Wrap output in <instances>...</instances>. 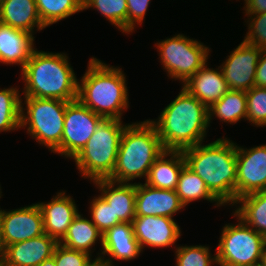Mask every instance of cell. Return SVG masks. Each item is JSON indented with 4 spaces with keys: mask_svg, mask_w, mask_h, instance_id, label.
I'll return each mask as SVG.
<instances>
[{
    "mask_svg": "<svg viewBox=\"0 0 266 266\" xmlns=\"http://www.w3.org/2000/svg\"><path fill=\"white\" fill-rule=\"evenodd\" d=\"M246 15H258L266 12V0H244Z\"/></svg>",
    "mask_w": 266,
    "mask_h": 266,
    "instance_id": "obj_38",
    "label": "cell"
},
{
    "mask_svg": "<svg viewBox=\"0 0 266 266\" xmlns=\"http://www.w3.org/2000/svg\"><path fill=\"white\" fill-rule=\"evenodd\" d=\"M0 23L34 35L35 26L40 31L46 28L35 0H3L0 7Z\"/></svg>",
    "mask_w": 266,
    "mask_h": 266,
    "instance_id": "obj_22",
    "label": "cell"
},
{
    "mask_svg": "<svg viewBox=\"0 0 266 266\" xmlns=\"http://www.w3.org/2000/svg\"><path fill=\"white\" fill-rule=\"evenodd\" d=\"M166 151L202 143L209 127L208 108L182 87L179 95L153 121Z\"/></svg>",
    "mask_w": 266,
    "mask_h": 266,
    "instance_id": "obj_2",
    "label": "cell"
},
{
    "mask_svg": "<svg viewBox=\"0 0 266 266\" xmlns=\"http://www.w3.org/2000/svg\"><path fill=\"white\" fill-rule=\"evenodd\" d=\"M186 165L224 205L236 202L237 145L223 137L182 150Z\"/></svg>",
    "mask_w": 266,
    "mask_h": 266,
    "instance_id": "obj_1",
    "label": "cell"
},
{
    "mask_svg": "<svg viewBox=\"0 0 266 266\" xmlns=\"http://www.w3.org/2000/svg\"><path fill=\"white\" fill-rule=\"evenodd\" d=\"M98 238L102 246L103 234L91 220L78 213L70 224L66 235L59 243L66 248L91 255L90 248L95 245L96 241L99 240Z\"/></svg>",
    "mask_w": 266,
    "mask_h": 266,
    "instance_id": "obj_24",
    "label": "cell"
},
{
    "mask_svg": "<svg viewBox=\"0 0 266 266\" xmlns=\"http://www.w3.org/2000/svg\"><path fill=\"white\" fill-rule=\"evenodd\" d=\"M95 8L110 23L127 33V0H82V10Z\"/></svg>",
    "mask_w": 266,
    "mask_h": 266,
    "instance_id": "obj_30",
    "label": "cell"
},
{
    "mask_svg": "<svg viewBox=\"0 0 266 266\" xmlns=\"http://www.w3.org/2000/svg\"><path fill=\"white\" fill-rule=\"evenodd\" d=\"M91 256L85 252L66 248L59 243L52 257L56 266H98V262L92 260Z\"/></svg>",
    "mask_w": 266,
    "mask_h": 266,
    "instance_id": "obj_34",
    "label": "cell"
},
{
    "mask_svg": "<svg viewBox=\"0 0 266 266\" xmlns=\"http://www.w3.org/2000/svg\"><path fill=\"white\" fill-rule=\"evenodd\" d=\"M39 266H56L55 260L53 257L44 260Z\"/></svg>",
    "mask_w": 266,
    "mask_h": 266,
    "instance_id": "obj_40",
    "label": "cell"
},
{
    "mask_svg": "<svg viewBox=\"0 0 266 266\" xmlns=\"http://www.w3.org/2000/svg\"><path fill=\"white\" fill-rule=\"evenodd\" d=\"M168 156L171 157L166 159ZM185 164L182 151H165L154 161L145 183L154 188L175 190Z\"/></svg>",
    "mask_w": 266,
    "mask_h": 266,
    "instance_id": "obj_23",
    "label": "cell"
},
{
    "mask_svg": "<svg viewBox=\"0 0 266 266\" xmlns=\"http://www.w3.org/2000/svg\"><path fill=\"white\" fill-rule=\"evenodd\" d=\"M255 86L266 88V49H262L255 73Z\"/></svg>",
    "mask_w": 266,
    "mask_h": 266,
    "instance_id": "obj_37",
    "label": "cell"
},
{
    "mask_svg": "<svg viewBox=\"0 0 266 266\" xmlns=\"http://www.w3.org/2000/svg\"><path fill=\"white\" fill-rule=\"evenodd\" d=\"M209 111V124L212 116L221 121L234 124L247 118V98L245 91L229 90L220 100L216 101Z\"/></svg>",
    "mask_w": 266,
    "mask_h": 266,
    "instance_id": "obj_26",
    "label": "cell"
},
{
    "mask_svg": "<svg viewBox=\"0 0 266 266\" xmlns=\"http://www.w3.org/2000/svg\"><path fill=\"white\" fill-rule=\"evenodd\" d=\"M156 44L164 69L170 78L182 81L183 85L206 64L210 51L200 41L190 39L184 34Z\"/></svg>",
    "mask_w": 266,
    "mask_h": 266,
    "instance_id": "obj_9",
    "label": "cell"
},
{
    "mask_svg": "<svg viewBox=\"0 0 266 266\" xmlns=\"http://www.w3.org/2000/svg\"><path fill=\"white\" fill-rule=\"evenodd\" d=\"M150 0H127V34L134 31L135 24H141Z\"/></svg>",
    "mask_w": 266,
    "mask_h": 266,
    "instance_id": "obj_36",
    "label": "cell"
},
{
    "mask_svg": "<svg viewBox=\"0 0 266 266\" xmlns=\"http://www.w3.org/2000/svg\"><path fill=\"white\" fill-rule=\"evenodd\" d=\"M1 239L4 249L45 234L43 216L38 204L5 211L0 209Z\"/></svg>",
    "mask_w": 266,
    "mask_h": 266,
    "instance_id": "obj_11",
    "label": "cell"
},
{
    "mask_svg": "<svg viewBox=\"0 0 266 266\" xmlns=\"http://www.w3.org/2000/svg\"><path fill=\"white\" fill-rule=\"evenodd\" d=\"M59 242L47 234L7 246L3 251L6 266H39L51 258Z\"/></svg>",
    "mask_w": 266,
    "mask_h": 266,
    "instance_id": "obj_16",
    "label": "cell"
},
{
    "mask_svg": "<svg viewBox=\"0 0 266 266\" xmlns=\"http://www.w3.org/2000/svg\"><path fill=\"white\" fill-rule=\"evenodd\" d=\"M45 27L57 23L82 10V0H35Z\"/></svg>",
    "mask_w": 266,
    "mask_h": 266,
    "instance_id": "obj_29",
    "label": "cell"
},
{
    "mask_svg": "<svg viewBox=\"0 0 266 266\" xmlns=\"http://www.w3.org/2000/svg\"><path fill=\"white\" fill-rule=\"evenodd\" d=\"M237 225L222 229L216 251L219 266H259L266 237L237 218Z\"/></svg>",
    "mask_w": 266,
    "mask_h": 266,
    "instance_id": "obj_8",
    "label": "cell"
},
{
    "mask_svg": "<svg viewBox=\"0 0 266 266\" xmlns=\"http://www.w3.org/2000/svg\"><path fill=\"white\" fill-rule=\"evenodd\" d=\"M164 149L152 121L126 124L118 149L117 161L108 178L116 183H127L136 178L147 179L154 161Z\"/></svg>",
    "mask_w": 266,
    "mask_h": 266,
    "instance_id": "obj_5",
    "label": "cell"
},
{
    "mask_svg": "<svg viewBox=\"0 0 266 266\" xmlns=\"http://www.w3.org/2000/svg\"><path fill=\"white\" fill-rule=\"evenodd\" d=\"M251 16V17H250ZM247 22L249 31L243 41L255 47L266 49V12L258 15H249Z\"/></svg>",
    "mask_w": 266,
    "mask_h": 266,
    "instance_id": "obj_35",
    "label": "cell"
},
{
    "mask_svg": "<svg viewBox=\"0 0 266 266\" xmlns=\"http://www.w3.org/2000/svg\"><path fill=\"white\" fill-rule=\"evenodd\" d=\"M241 207L234 212V216L240 218L246 225L266 237V190L258 191L236 200Z\"/></svg>",
    "mask_w": 266,
    "mask_h": 266,
    "instance_id": "obj_25",
    "label": "cell"
},
{
    "mask_svg": "<svg viewBox=\"0 0 266 266\" xmlns=\"http://www.w3.org/2000/svg\"><path fill=\"white\" fill-rule=\"evenodd\" d=\"M17 88L0 90V132L18 130L21 123L22 99Z\"/></svg>",
    "mask_w": 266,
    "mask_h": 266,
    "instance_id": "obj_28",
    "label": "cell"
},
{
    "mask_svg": "<svg viewBox=\"0 0 266 266\" xmlns=\"http://www.w3.org/2000/svg\"><path fill=\"white\" fill-rule=\"evenodd\" d=\"M126 125L119 119H103L83 149L73 158L82 177L108 179L115 168Z\"/></svg>",
    "mask_w": 266,
    "mask_h": 266,
    "instance_id": "obj_6",
    "label": "cell"
},
{
    "mask_svg": "<svg viewBox=\"0 0 266 266\" xmlns=\"http://www.w3.org/2000/svg\"><path fill=\"white\" fill-rule=\"evenodd\" d=\"M78 82V100L104 119L121 120L128 108V89L121 68L109 66L92 57Z\"/></svg>",
    "mask_w": 266,
    "mask_h": 266,
    "instance_id": "obj_4",
    "label": "cell"
},
{
    "mask_svg": "<svg viewBox=\"0 0 266 266\" xmlns=\"http://www.w3.org/2000/svg\"><path fill=\"white\" fill-rule=\"evenodd\" d=\"M103 119L78 99L68 102L61 138V156L73 159L83 149Z\"/></svg>",
    "mask_w": 266,
    "mask_h": 266,
    "instance_id": "obj_10",
    "label": "cell"
},
{
    "mask_svg": "<svg viewBox=\"0 0 266 266\" xmlns=\"http://www.w3.org/2000/svg\"><path fill=\"white\" fill-rule=\"evenodd\" d=\"M247 121L258 126H266V88L254 86L246 91Z\"/></svg>",
    "mask_w": 266,
    "mask_h": 266,
    "instance_id": "obj_32",
    "label": "cell"
},
{
    "mask_svg": "<svg viewBox=\"0 0 266 266\" xmlns=\"http://www.w3.org/2000/svg\"><path fill=\"white\" fill-rule=\"evenodd\" d=\"M262 49L242 41L223 62L221 69L229 90L248 91L255 86V73Z\"/></svg>",
    "mask_w": 266,
    "mask_h": 266,
    "instance_id": "obj_12",
    "label": "cell"
},
{
    "mask_svg": "<svg viewBox=\"0 0 266 266\" xmlns=\"http://www.w3.org/2000/svg\"><path fill=\"white\" fill-rule=\"evenodd\" d=\"M185 207L175 190L154 188L136 183V216H166L173 218Z\"/></svg>",
    "mask_w": 266,
    "mask_h": 266,
    "instance_id": "obj_17",
    "label": "cell"
},
{
    "mask_svg": "<svg viewBox=\"0 0 266 266\" xmlns=\"http://www.w3.org/2000/svg\"><path fill=\"white\" fill-rule=\"evenodd\" d=\"M34 37L28 32L0 23V62L19 64L21 69L34 50Z\"/></svg>",
    "mask_w": 266,
    "mask_h": 266,
    "instance_id": "obj_21",
    "label": "cell"
},
{
    "mask_svg": "<svg viewBox=\"0 0 266 266\" xmlns=\"http://www.w3.org/2000/svg\"><path fill=\"white\" fill-rule=\"evenodd\" d=\"M21 71L25 83L24 97L67 102L78 98V80L64 53L34 49Z\"/></svg>",
    "mask_w": 266,
    "mask_h": 266,
    "instance_id": "obj_3",
    "label": "cell"
},
{
    "mask_svg": "<svg viewBox=\"0 0 266 266\" xmlns=\"http://www.w3.org/2000/svg\"><path fill=\"white\" fill-rule=\"evenodd\" d=\"M132 225L141 249L145 248V245L169 247L181 236L179 225L174 219L166 216H136Z\"/></svg>",
    "mask_w": 266,
    "mask_h": 266,
    "instance_id": "obj_14",
    "label": "cell"
},
{
    "mask_svg": "<svg viewBox=\"0 0 266 266\" xmlns=\"http://www.w3.org/2000/svg\"><path fill=\"white\" fill-rule=\"evenodd\" d=\"M26 113L21 105L20 127L51 152L61 154V138L67 101L37 97H24Z\"/></svg>",
    "mask_w": 266,
    "mask_h": 266,
    "instance_id": "obj_7",
    "label": "cell"
},
{
    "mask_svg": "<svg viewBox=\"0 0 266 266\" xmlns=\"http://www.w3.org/2000/svg\"><path fill=\"white\" fill-rule=\"evenodd\" d=\"M57 194L50 202L37 204L42 212L45 234L60 242L79 211L72 197L65 196V191Z\"/></svg>",
    "mask_w": 266,
    "mask_h": 266,
    "instance_id": "obj_18",
    "label": "cell"
},
{
    "mask_svg": "<svg viewBox=\"0 0 266 266\" xmlns=\"http://www.w3.org/2000/svg\"><path fill=\"white\" fill-rule=\"evenodd\" d=\"M93 183L100 189V196L112 208L113 220L132 223L136 217V183H116L109 179Z\"/></svg>",
    "mask_w": 266,
    "mask_h": 266,
    "instance_id": "obj_19",
    "label": "cell"
},
{
    "mask_svg": "<svg viewBox=\"0 0 266 266\" xmlns=\"http://www.w3.org/2000/svg\"><path fill=\"white\" fill-rule=\"evenodd\" d=\"M102 248V253H98L101 255L95 258L98 266H114V259L130 261L138 257L142 251L135 238L132 223H120L110 228L103 234ZM106 254L111 258L106 259Z\"/></svg>",
    "mask_w": 266,
    "mask_h": 266,
    "instance_id": "obj_15",
    "label": "cell"
},
{
    "mask_svg": "<svg viewBox=\"0 0 266 266\" xmlns=\"http://www.w3.org/2000/svg\"><path fill=\"white\" fill-rule=\"evenodd\" d=\"M259 266H266V240L263 246L261 261Z\"/></svg>",
    "mask_w": 266,
    "mask_h": 266,
    "instance_id": "obj_39",
    "label": "cell"
},
{
    "mask_svg": "<svg viewBox=\"0 0 266 266\" xmlns=\"http://www.w3.org/2000/svg\"><path fill=\"white\" fill-rule=\"evenodd\" d=\"M90 212L92 223L102 234L115 225L122 223L120 220H113L112 208L99 195L91 201Z\"/></svg>",
    "mask_w": 266,
    "mask_h": 266,
    "instance_id": "obj_33",
    "label": "cell"
},
{
    "mask_svg": "<svg viewBox=\"0 0 266 266\" xmlns=\"http://www.w3.org/2000/svg\"><path fill=\"white\" fill-rule=\"evenodd\" d=\"M3 255V243L1 239V223H0V256Z\"/></svg>",
    "mask_w": 266,
    "mask_h": 266,
    "instance_id": "obj_41",
    "label": "cell"
},
{
    "mask_svg": "<svg viewBox=\"0 0 266 266\" xmlns=\"http://www.w3.org/2000/svg\"><path fill=\"white\" fill-rule=\"evenodd\" d=\"M176 266H212L217 263L216 255L211 257L208 246L176 247Z\"/></svg>",
    "mask_w": 266,
    "mask_h": 266,
    "instance_id": "obj_31",
    "label": "cell"
},
{
    "mask_svg": "<svg viewBox=\"0 0 266 266\" xmlns=\"http://www.w3.org/2000/svg\"><path fill=\"white\" fill-rule=\"evenodd\" d=\"M266 190V145L244 149L237 145L236 200Z\"/></svg>",
    "mask_w": 266,
    "mask_h": 266,
    "instance_id": "obj_13",
    "label": "cell"
},
{
    "mask_svg": "<svg viewBox=\"0 0 266 266\" xmlns=\"http://www.w3.org/2000/svg\"><path fill=\"white\" fill-rule=\"evenodd\" d=\"M0 266H6L5 261L2 256H0Z\"/></svg>",
    "mask_w": 266,
    "mask_h": 266,
    "instance_id": "obj_42",
    "label": "cell"
},
{
    "mask_svg": "<svg viewBox=\"0 0 266 266\" xmlns=\"http://www.w3.org/2000/svg\"><path fill=\"white\" fill-rule=\"evenodd\" d=\"M219 68H207L206 63L182 86L207 108L229 91L222 69Z\"/></svg>",
    "mask_w": 266,
    "mask_h": 266,
    "instance_id": "obj_20",
    "label": "cell"
},
{
    "mask_svg": "<svg viewBox=\"0 0 266 266\" xmlns=\"http://www.w3.org/2000/svg\"><path fill=\"white\" fill-rule=\"evenodd\" d=\"M176 194L179 196L181 203L186 207L192 201L205 199L210 202H216L217 206L223 204L209 191L205 182L186 164L182 168L177 187Z\"/></svg>",
    "mask_w": 266,
    "mask_h": 266,
    "instance_id": "obj_27",
    "label": "cell"
}]
</instances>
